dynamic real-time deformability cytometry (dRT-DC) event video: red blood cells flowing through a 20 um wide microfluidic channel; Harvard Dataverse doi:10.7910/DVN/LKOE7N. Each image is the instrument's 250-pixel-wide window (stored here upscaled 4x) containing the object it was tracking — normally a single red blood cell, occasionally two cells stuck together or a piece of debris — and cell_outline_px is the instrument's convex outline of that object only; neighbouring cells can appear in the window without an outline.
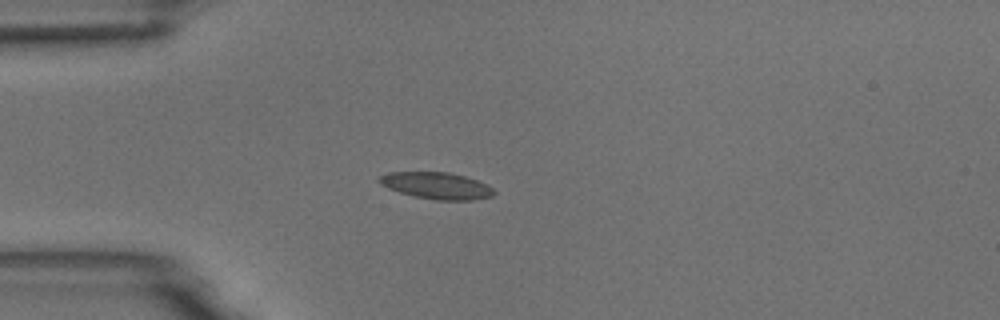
{"species": "common noctule bat (a hibernating species)", "species_latin": "Nyctalus noctula", "temperature_condition": "room temperature", "stored_images_in_passage": 41, "camera_frame_rate_fps": 3000, "um_per_image_px": 0.085, "animal": {"sex": "male", "body_mass_g": 18.8}, "frame": {"image": 1, "passage_image": 1, "time_ms": 0.0, "image_size_px": [1000, 320], "cell_outline_px": [[496, 192], [492, 196], [472, 200], [436, 200], [416, 196], [400, 192], [388, 188], [380, 184], [376, 180], [380, 176], [388, 172], [448, 172], [464, 176], [488, 184]], "centroid_in_image_um": [37.1, 15.77], "position_along_channel_um": 47.9, "area_um2": 17.8}}
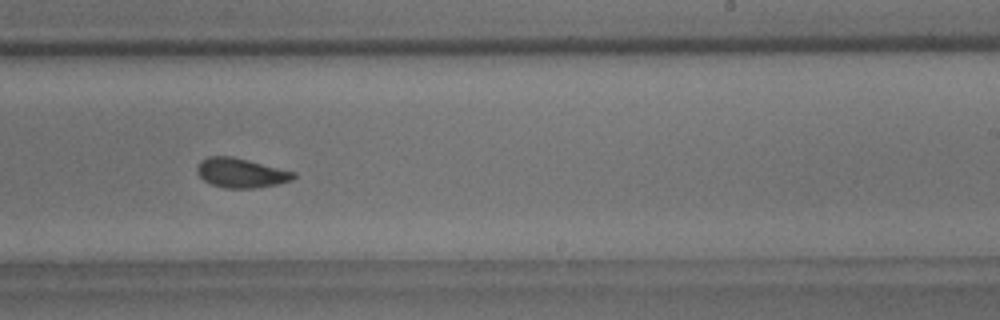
{"frame": {"image": 2, "passage_image": 20, "time_ms": 6.333, "image_size_px": [1000, 320], "cell_outline_px": [[296, 176], [292, 180], [276, 184], [256, 188], [224, 188], [212, 184], [204, 180], [196, 172], [196, 168], [200, 160], [208, 156], [232, 156], [296, 172]], "centroid_in_image_um": [20.47, 14.69], "position_along_channel_um": 268.5, "area_um2": 16.59}}
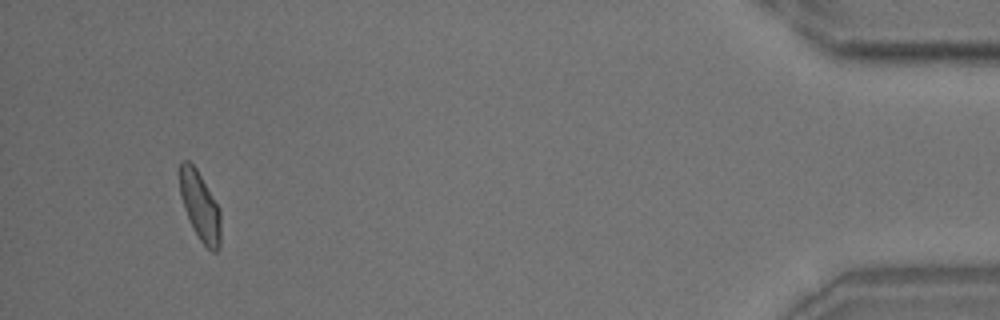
{"frame": {"image": 3, "passage_image": 38, "time_ms": 12.333, "image_size_px": [1000, 320], "cell_outline_px": [[220, 248], [216, 252], [212, 252], [200, 240], [192, 228], [184, 208], [180, 196], [180, 160], [188, 160], [196, 168], [220, 208]], "centroid_in_image_um": [17.0, 17.54], "position_along_channel_um": 418.2, "area_um2": 16.47}, "authors_computed_cell_mechanics": {"area_um2": 16.5886, "velocity_mm_per_s": 3.7034, "shape_relaxation_time_tau1_ms": 4.9473, "shape_relaxation_time_tau2_ms": 1.799, "deformation_change_tau1": 0.1208, "deformation_change_tau2": 0.0691}}